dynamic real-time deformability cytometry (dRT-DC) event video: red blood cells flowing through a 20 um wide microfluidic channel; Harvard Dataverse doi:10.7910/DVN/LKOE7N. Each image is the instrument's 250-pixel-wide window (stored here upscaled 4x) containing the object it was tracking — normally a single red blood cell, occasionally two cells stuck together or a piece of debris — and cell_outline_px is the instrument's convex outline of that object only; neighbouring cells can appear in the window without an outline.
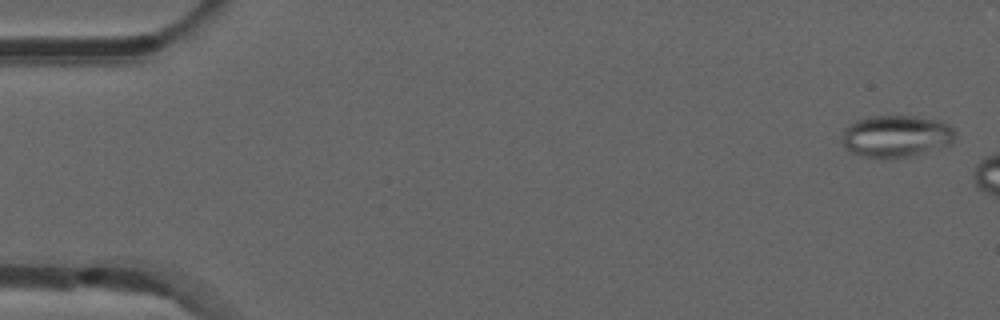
{"species": "common noctule bat (a hibernating species)", "species_latin": "Nyctalus noctula", "temperature_condition": "room temperature", "stored_images_in_passage": 7, "camera_frame_rate_fps": 3000, "um_per_image_px": 0.085, "animal": {"sex": "male", "forearm_length_mm": 52.5}, "frame": {"image": 1, "passage_image": 2, "time_ms": 0.333, "image_size_px": [1000, 320], "cell_outline_px": [[956, 136], [952, 144], [912, 156], [860, 156], [844, 148], [840, 140], [844, 128], [848, 124], [856, 120], [868, 116], [916, 116], [940, 120], [948, 124], [956, 132]], "centroid_in_image_um": [76.17, 11.54], "position_along_channel_um": 8.8, "area_um2": 27.8}}